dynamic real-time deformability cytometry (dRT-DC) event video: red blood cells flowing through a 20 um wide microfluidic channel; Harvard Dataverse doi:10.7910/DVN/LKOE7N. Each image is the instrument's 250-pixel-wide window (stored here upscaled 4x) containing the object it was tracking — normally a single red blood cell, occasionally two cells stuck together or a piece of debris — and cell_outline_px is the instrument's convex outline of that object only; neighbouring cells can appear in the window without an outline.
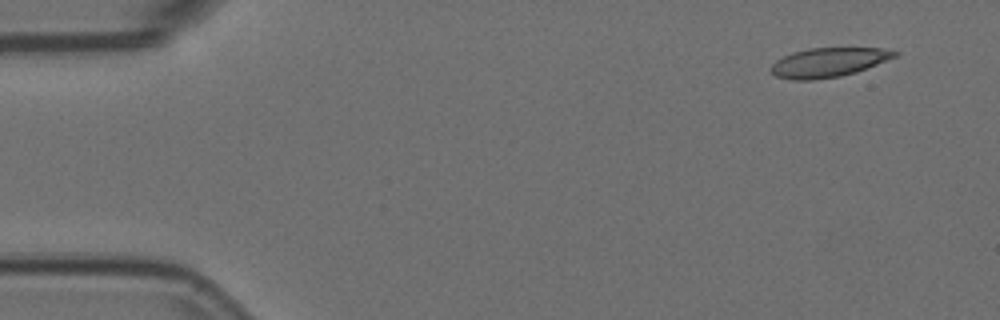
{"species": "Egyptian fruit bat (a non-hibernating species)", "species_latin": "Rousettus aegyptiacus", "temperature_condition": "room temperature", "stored_images_in_passage": 5, "camera_frame_rate_fps": 3000, "um_per_image_px": 0.085, "animal": {"sex": "female"}, "frame": {"image": 1, "passage_image": 1, "time_ms": 0.0, "image_size_px": [1000, 320], "cell_outline_px": [[900, 52], [896, 56], [856, 72], [840, 76], [812, 80], [792, 80], [776, 76], [768, 68], [776, 60], [792, 52], [808, 48], [880, 48]], "centroid_in_image_um": [70.37, 5.3], "position_along_channel_um": 14.6, "area_um2": 20.98}}
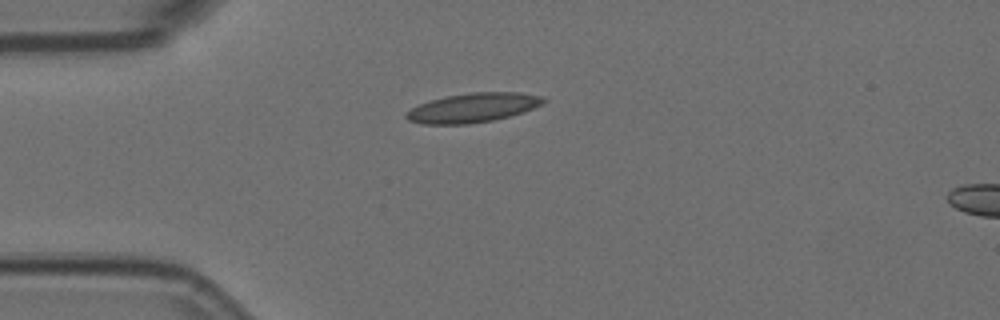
{"frame": {"image": 2, "passage_image": 4, "time_ms": 1.0, "image_size_px": [1000, 320], "cell_outline_px": [[548, 100], [524, 112], [492, 120], [468, 124], [420, 124], [408, 120], [404, 116], [412, 108], [428, 100], [468, 92], [520, 92], [540, 96]], "centroid_in_image_um": [40.18, 9.15], "position_along_channel_um": 44.8, "area_um2": 23.29}}
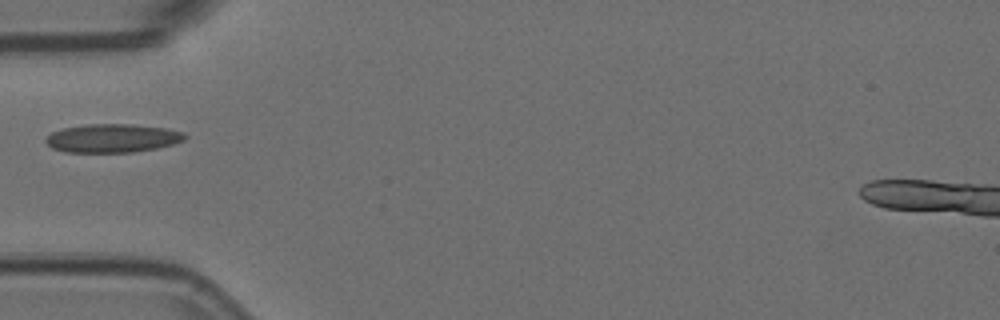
{"frame": {"image": 3, "passage_image": 5, "time_ms": 1.333, "image_size_px": [1000, 320], "cell_outline_px": [[188, 136], [184, 140], [172, 144], [156, 148], [132, 152], [64, 152], [52, 148], [44, 140], [52, 132], [64, 128], [88, 124], [132, 124], [168, 128], [184, 132]], "centroid_in_image_um": [9.58, 11.74], "position_along_channel_um": 75.4, "area_um2": 23.12}}